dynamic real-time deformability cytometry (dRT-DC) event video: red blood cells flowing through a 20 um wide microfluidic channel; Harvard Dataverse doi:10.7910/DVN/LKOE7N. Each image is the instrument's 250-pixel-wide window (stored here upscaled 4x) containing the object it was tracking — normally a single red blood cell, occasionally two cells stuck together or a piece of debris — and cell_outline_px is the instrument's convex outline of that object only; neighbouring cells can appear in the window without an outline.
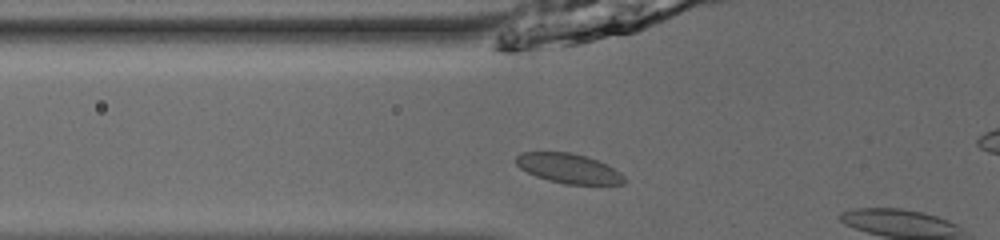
{"species": "common noctule bat (a hibernating species)", "species_latin": "Nyctalus noctula", "temperature_condition": "room temperature", "stored_images_in_passage": 15, "camera_frame_rate_fps": 3000, "um_per_image_px": 0.085, "animal": {"sex": "male", "body_mass_g": 13.0, "forearm_length_mm": 53.1}, "frame": {"image": 1, "passage_image": 13, "time_ms": 4.0, "image_size_px": [1000, 240], "cell_outline_px": [[624, 184], [568, 184], [548, 180], [536, 176], [520, 168], [516, 164], [516, 156], [520, 152], [572, 152], [588, 156], [620, 172], [624, 176]], "centroid_in_image_um": [48.31, 14.3], "position_along_channel_um": 77.5, "area_um2": 18.55}}